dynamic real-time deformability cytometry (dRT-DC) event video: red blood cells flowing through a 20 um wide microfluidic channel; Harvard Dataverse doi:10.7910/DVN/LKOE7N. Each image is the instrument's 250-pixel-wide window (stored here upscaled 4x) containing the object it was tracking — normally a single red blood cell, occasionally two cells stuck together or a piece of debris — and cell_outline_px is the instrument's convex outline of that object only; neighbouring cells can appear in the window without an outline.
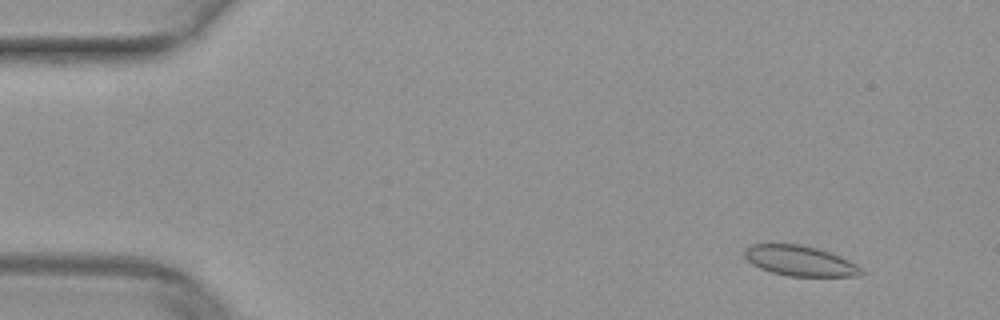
{"species": "common noctule bat (a hibernating species)", "species_latin": "Nyctalus noctula", "temperature_condition": "warm", "stored_images_in_passage": 51, "camera_frame_rate_fps": 3000, "um_per_image_px": 0.085, "animal": {"sex": "female", "body_mass_g": 29.2, "forearm_length_mm": 56.3}, "frame": {"image": 1, "passage_image": 5, "time_ms": 1.333, "image_size_px": [1000, 320], "cell_outline_px": [[864, 272], [860, 276], [788, 276], [772, 272], [760, 268], [752, 264], [744, 256], [744, 248], [748, 244], [804, 244], [840, 256], [856, 264]], "centroid_in_image_um": [67.96, 22.16], "position_along_channel_um": 17.0, "area_um2": 20.58}}
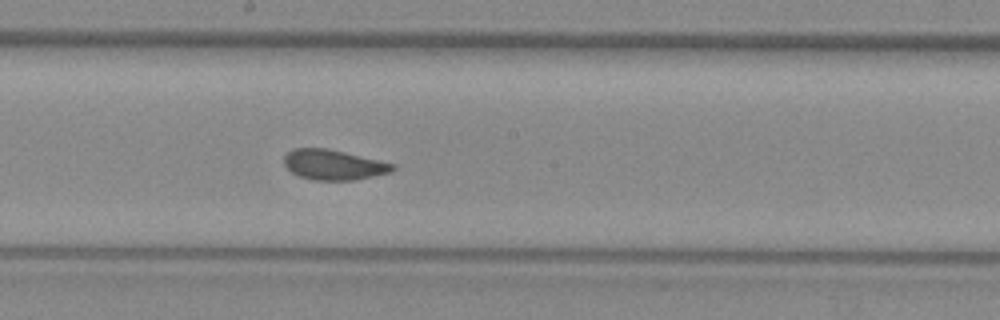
{"frame": {"image": 2, "passage_image": 28, "time_ms": 9.0, "image_size_px": [1000, 320], "cell_outline_px": [[396, 168], [392, 172], [356, 180], [316, 180], [300, 176], [292, 172], [284, 164], [284, 156], [292, 148], [328, 148], [396, 164]], "centroid_in_image_um": [28.38, 14.0], "position_along_channel_um": 219.8, "area_um2": 19.13}}
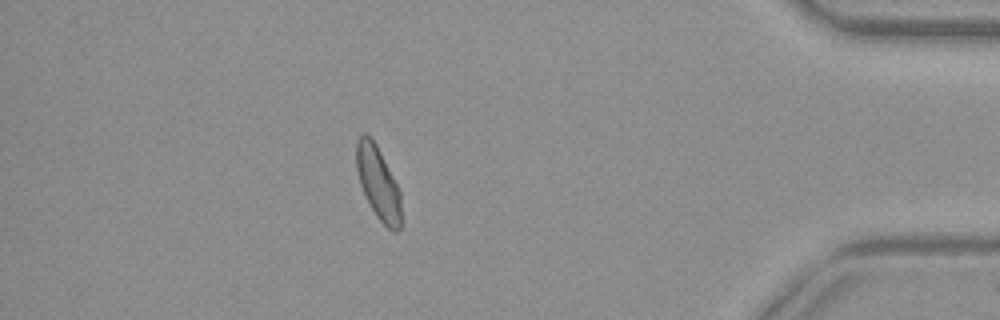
{"frame": {"image": 3, "passage_image": 45, "time_ms": 14.667, "image_size_px": [1000, 320], "cell_outline_px": [[400, 228], [396, 232], [392, 232], [376, 216], [360, 184], [356, 172], [356, 140], [364, 132], [372, 136], [400, 192]], "centroid_in_image_um": [32.11, 15.51], "position_along_channel_um": 403.1, "area_um2": 18.73}}